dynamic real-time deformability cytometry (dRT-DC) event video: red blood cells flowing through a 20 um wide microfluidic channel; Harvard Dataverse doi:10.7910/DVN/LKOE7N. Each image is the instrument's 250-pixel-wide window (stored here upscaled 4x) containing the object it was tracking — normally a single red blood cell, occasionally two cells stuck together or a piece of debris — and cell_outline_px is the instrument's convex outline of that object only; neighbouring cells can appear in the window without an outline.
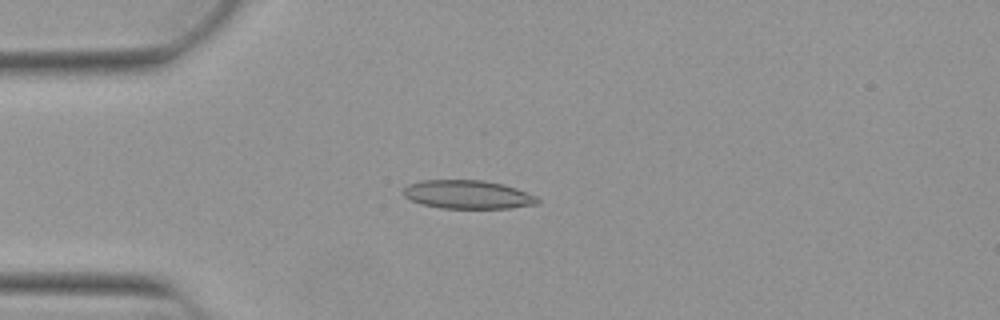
{"species": "Egyptian fruit bat (a non-hibernating species)", "species_latin": "Rousettus aegyptiacus", "temperature_condition": "warm", "stored_images_in_passage": 52, "camera_frame_rate_fps": 3000, "um_per_image_px": 0.085, "animal": {"sex": "female"}, "frame": {"image": 1, "passage_image": 13, "time_ms": 4.0, "image_size_px": [1000, 320], "cell_outline_px": [[540, 200], [536, 204], [508, 208], [440, 208], [424, 204], [412, 200], [404, 196], [404, 188], [408, 184], [420, 180], [484, 180], [504, 184], [516, 188], [536, 196]], "centroid_in_image_um": [39.76, 16.52], "position_along_channel_um": 45.2, "area_um2": 22.2}}
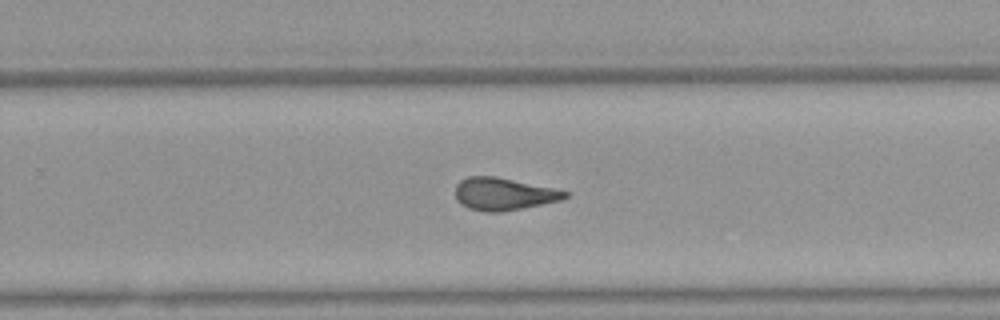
{"frame": {"image": 2, "passage_image": 33, "time_ms": 10.667, "image_size_px": [1000, 320], "cell_outline_px": [[568, 196], [564, 200], [500, 212], [488, 212], [468, 208], [456, 196], [456, 184], [460, 180], [468, 176], [496, 176], [556, 188], [568, 192]], "centroid_in_image_um": [42.86, 16.47], "position_along_channel_um": 286.9, "area_um2": 20.69}}
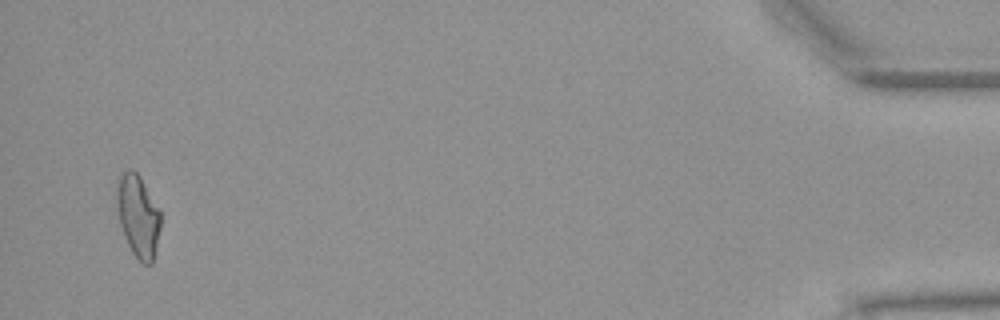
{"frame": {"image": 3, "passage_image": 50, "time_ms": 16.333, "image_size_px": [1000, 320], "cell_outline_px": [[160, 228], [152, 264], [144, 264], [132, 252], [124, 236], [120, 224], [116, 204], [116, 188], [120, 176], [128, 168], [132, 168], [140, 176], [160, 212]], "centroid_in_image_um": [11.71, 18.34], "position_along_channel_um": 423.5, "area_um2": 20.75}, "authors_computed_cell_mechanics": {"area_um2": 20.8947, "velocity_mm_per_s": 3.9111, "shape_relaxation_time_tau1_ms": null, "shape_relaxation_time_tau2_ms": 2.345, "deformation_change_tau1": null, "deformation_change_tau2": 0.1105}}